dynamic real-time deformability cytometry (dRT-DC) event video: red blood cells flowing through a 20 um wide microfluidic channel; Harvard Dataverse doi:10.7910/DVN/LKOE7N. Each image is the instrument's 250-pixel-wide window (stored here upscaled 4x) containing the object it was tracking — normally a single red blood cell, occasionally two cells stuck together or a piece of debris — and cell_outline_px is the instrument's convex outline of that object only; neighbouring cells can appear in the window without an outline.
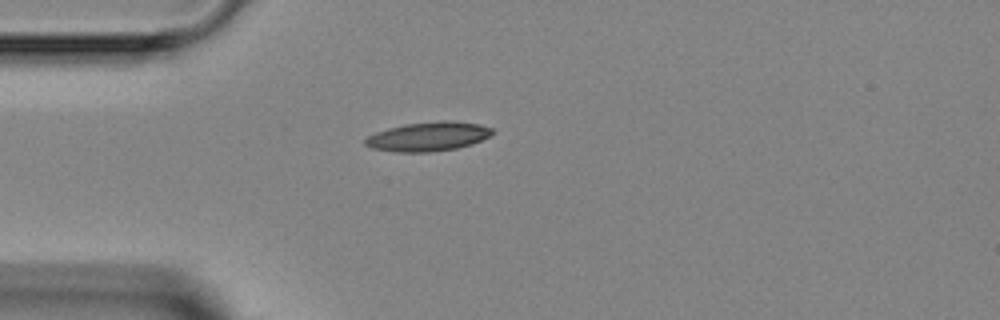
{"species": "Egyptian fruit bat (a non-hibernating species)", "species_latin": "Rousettus aegyptiacus", "temperature_condition": "room temperature", "stored_images_in_passage": 1, "camera_frame_rate_fps": 3000, "um_per_image_px": 0.085, "animal": {"sex": "female"}, "frame": {"image": 1, "passage_image": 1, "time_ms": 0.0, "image_size_px": [1000, 320], "cell_outline_px": [[496, 132], [472, 144], [456, 148], [428, 152], [396, 152], [372, 148], [364, 144], [364, 140], [368, 136], [376, 132], [388, 128], [404, 124], [440, 120], [452, 120], [480, 124], [492, 128]], "centroid_in_image_um": [36.4, 11.59], "position_along_channel_um": 48.6, "area_um2": 21.68}}